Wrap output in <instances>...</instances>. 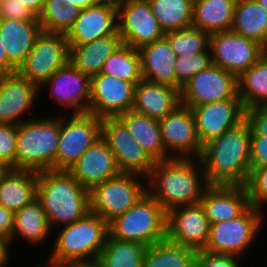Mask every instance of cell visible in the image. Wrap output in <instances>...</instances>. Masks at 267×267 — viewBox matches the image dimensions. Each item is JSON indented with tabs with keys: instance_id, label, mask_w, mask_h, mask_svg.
Returning <instances> with one entry per match:
<instances>
[{
	"instance_id": "1",
	"label": "cell",
	"mask_w": 267,
	"mask_h": 267,
	"mask_svg": "<svg viewBox=\"0 0 267 267\" xmlns=\"http://www.w3.org/2000/svg\"><path fill=\"white\" fill-rule=\"evenodd\" d=\"M251 125L245 118L205 145L199 161L209 185L246 186L250 175Z\"/></svg>"
},
{
	"instance_id": "2",
	"label": "cell",
	"mask_w": 267,
	"mask_h": 267,
	"mask_svg": "<svg viewBox=\"0 0 267 267\" xmlns=\"http://www.w3.org/2000/svg\"><path fill=\"white\" fill-rule=\"evenodd\" d=\"M46 214L49 226L69 225L90 212L89 190L68 171L38 172L37 197Z\"/></svg>"
},
{
	"instance_id": "3",
	"label": "cell",
	"mask_w": 267,
	"mask_h": 267,
	"mask_svg": "<svg viewBox=\"0 0 267 267\" xmlns=\"http://www.w3.org/2000/svg\"><path fill=\"white\" fill-rule=\"evenodd\" d=\"M189 159H170L155 162L149 176L155 188L147 193L167 212L175 207L199 204L209 186H201L199 169Z\"/></svg>"
},
{
	"instance_id": "4",
	"label": "cell",
	"mask_w": 267,
	"mask_h": 267,
	"mask_svg": "<svg viewBox=\"0 0 267 267\" xmlns=\"http://www.w3.org/2000/svg\"><path fill=\"white\" fill-rule=\"evenodd\" d=\"M108 234V223L97 214L87 213L61 230L48 267L96 263Z\"/></svg>"
},
{
	"instance_id": "5",
	"label": "cell",
	"mask_w": 267,
	"mask_h": 267,
	"mask_svg": "<svg viewBox=\"0 0 267 267\" xmlns=\"http://www.w3.org/2000/svg\"><path fill=\"white\" fill-rule=\"evenodd\" d=\"M60 118L22 121L16 141V169L56 170Z\"/></svg>"
},
{
	"instance_id": "6",
	"label": "cell",
	"mask_w": 267,
	"mask_h": 267,
	"mask_svg": "<svg viewBox=\"0 0 267 267\" xmlns=\"http://www.w3.org/2000/svg\"><path fill=\"white\" fill-rule=\"evenodd\" d=\"M109 235L151 246L167 237V211L148 193L108 223Z\"/></svg>"
},
{
	"instance_id": "7",
	"label": "cell",
	"mask_w": 267,
	"mask_h": 267,
	"mask_svg": "<svg viewBox=\"0 0 267 267\" xmlns=\"http://www.w3.org/2000/svg\"><path fill=\"white\" fill-rule=\"evenodd\" d=\"M136 176L121 173L94 186L89 191L90 212L107 223L124 214L147 194V188L138 182Z\"/></svg>"
},
{
	"instance_id": "8",
	"label": "cell",
	"mask_w": 267,
	"mask_h": 267,
	"mask_svg": "<svg viewBox=\"0 0 267 267\" xmlns=\"http://www.w3.org/2000/svg\"><path fill=\"white\" fill-rule=\"evenodd\" d=\"M68 62L69 45L65 34L42 31L16 72L39 87Z\"/></svg>"
},
{
	"instance_id": "9",
	"label": "cell",
	"mask_w": 267,
	"mask_h": 267,
	"mask_svg": "<svg viewBox=\"0 0 267 267\" xmlns=\"http://www.w3.org/2000/svg\"><path fill=\"white\" fill-rule=\"evenodd\" d=\"M60 119L56 171H68L101 138L102 119L92 113L74 114L67 124Z\"/></svg>"
},
{
	"instance_id": "10",
	"label": "cell",
	"mask_w": 267,
	"mask_h": 267,
	"mask_svg": "<svg viewBox=\"0 0 267 267\" xmlns=\"http://www.w3.org/2000/svg\"><path fill=\"white\" fill-rule=\"evenodd\" d=\"M260 212V209L250 205L233 220L210 224V234L204 250L234 256L242 254L259 231L262 224Z\"/></svg>"
},
{
	"instance_id": "11",
	"label": "cell",
	"mask_w": 267,
	"mask_h": 267,
	"mask_svg": "<svg viewBox=\"0 0 267 267\" xmlns=\"http://www.w3.org/2000/svg\"><path fill=\"white\" fill-rule=\"evenodd\" d=\"M101 138L114 154L121 173L148 177L154 161L129 133L118 117L102 119Z\"/></svg>"
},
{
	"instance_id": "12",
	"label": "cell",
	"mask_w": 267,
	"mask_h": 267,
	"mask_svg": "<svg viewBox=\"0 0 267 267\" xmlns=\"http://www.w3.org/2000/svg\"><path fill=\"white\" fill-rule=\"evenodd\" d=\"M180 93L181 104L187 107L240 99L237 76L214 64L195 74L182 86Z\"/></svg>"
},
{
	"instance_id": "13",
	"label": "cell",
	"mask_w": 267,
	"mask_h": 267,
	"mask_svg": "<svg viewBox=\"0 0 267 267\" xmlns=\"http://www.w3.org/2000/svg\"><path fill=\"white\" fill-rule=\"evenodd\" d=\"M118 33L125 45L139 49L165 36L148 0H122L117 4Z\"/></svg>"
},
{
	"instance_id": "14",
	"label": "cell",
	"mask_w": 267,
	"mask_h": 267,
	"mask_svg": "<svg viewBox=\"0 0 267 267\" xmlns=\"http://www.w3.org/2000/svg\"><path fill=\"white\" fill-rule=\"evenodd\" d=\"M212 64L237 77L252 67L266 52L257 42L234 33L222 31L210 34Z\"/></svg>"
},
{
	"instance_id": "15",
	"label": "cell",
	"mask_w": 267,
	"mask_h": 267,
	"mask_svg": "<svg viewBox=\"0 0 267 267\" xmlns=\"http://www.w3.org/2000/svg\"><path fill=\"white\" fill-rule=\"evenodd\" d=\"M136 85L98 73L91 77L89 113L101 119L118 117L132 110Z\"/></svg>"
},
{
	"instance_id": "16",
	"label": "cell",
	"mask_w": 267,
	"mask_h": 267,
	"mask_svg": "<svg viewBox=\"0 0 267 267\" xmlns=\"http://www.w3.org/2000/svg\"><path fill=\"white\" fill-rule=\"evenodd\" d=\"M209 234L210 222L201 203L175 207L167 212L166 238L171 242L201 251L207 245Z\"/></svg>"
},
{
	"instance_id": "17",
	"label": "cell",
	"mask_w": 267,
	"mask_h": 267,
	"mask_svg": "<svg viewBox=\"0 0 267 267\" xmlns=\"http://www.w3.org/2000/svg\"><path fill=\"white\" fill-rule=\"evenodd\" d=\"M159 124L165 152L168 148V150L181 152L182 155L178 157L174 155L175 159H189L191 152L197 159L200 158L203 145L199 140L190 107L180 104L174 111L159 120Z\"/></svg>"
},
{
	"instance_id": "18",
	"label": "cell",
	"mask_w": 267,
	"mask_h": 267,
	"mask_svg": "<svg viewBox=\"0 0 267 267\" xmlns=\"http://www.w3.org/2000/svg\"><path fill=\"white\" fill-rule=\"evenodd\" d=\"M190 108L202 145L221 136L246 118V109L241 99H228Z\"/></svg>"
},
{
	"instance_id": "19",
	"label": "cell",
	"mask_w": 267,
	"mask_h": 267,
	"mask_svg": "<svg viewBox=\"0 0 267 267\" xmlns=\"http://www.w3.org/2000/svg\"><path fill=\"white\" fill-rule=\"evenodd\" d=\"M116 19L117 4L101 2L81 9L73 26L65 34L68 45H81L114 34L118 30Z\"/></svg>"
},
{
	"instance_id": "20",
	"label": "cell",
	"mask_w": 267,
	"mask_h": 267,
	"mask_svg": "<svg viewBox=\"0 0 267 267\" xmlns=\"http://www.w3.org/2000/svg\"><path fill=\"white\" fill-rule=\"evenodd\" d=\"M87 190L121 174L114 154L100 138L68 170Z\"/></svg>"
},
{
	"instance_id": "21",
	"label": "cell",
	"mask_w": 267,
	"mask_h": 267,
	"mask_svg": "<svg viewBox=\"0 0 267 267\" xmlns=\"http://www.w3.org/2000/svg\"><path fill=\"white\" fill-rule=\"evenodd\" d=\"M46 83H51V93L57 102L75 108L74 114L89 112L91 78L70 62L58 69L43 84Z\"/></svg>"
},
{
	"instance_id": "22",
	"label": "cell",
	"mask_w": 267,
	"mask_h": 267,
	"mask_svg": "<svg viewBox=\"0 0 267 267\" xmlns=\"http://www.w3.org/2000/svg\"><path fill=\"white\" fill-rule=\"evenodd\" d=\"M200 203L210 224L233 220L250 206L246 186L209 185Z\"/></svg>"
},
{
	"instance_id": "23",
	"label": "cell",
	"mask_w": 267,
	"mask_h": 267,
	"mask_svg": "<svg viewBox=\"0 0 267 267\" xmlns=\"http://www.w3.org/2000/svg\"><path fill=\"white\" fill-rule=\"evenodd\" d=\"M37 88L17 72L0 75V124L22 123L16 118L33 106Z\"/></svg>"
},
{
	"instance_id": "24",
	"label": "cell",
	"mask_w": 267,
	"mask_h": 267,
	"mask_svg": "<svg viewBox=\"0 0 267 267\" xmlns=\"http://www.w3.org/2000/svg\"><path fill=\"white\" fill-rule=\"evenodd\" d=\"M138 51L144 80L176 88L174 65L177 56L165 36L141 46Z\"/></svg>"
},
{
	"instance_id": "25",
	"label": "cell",
	"mask_w": 267,
	"mask_h": 267,
	"mask_svg": "<svg viewBox=\"0 0 267 267\" xmlns=\"http://www.w3.org/2000/svg\"><path fill=\"white\" fill-rule=\"evenodd\" d=\"M180 104L179 89L142 79L135 87L132 110L159 121Z\"/></svg>"
},
{
	"instance_id": "26",
	"label": "cell",
	"mask_w": 267,
	"mask_h": 267,
	"mask_svg": "<svg viewBox=\"0 0 267 267\" xmlns=\"http://www.w3.org/2000/svg\"><path fill=\"white\" fill-rule=\"evenodd\" d=\"M42 32L39 20L0 19V37L8 61L18 69Z\"/></svg>"
},
{
	"instance_id": "27",
	"label": "cell",
	"mask_w": 267,
	"mask_h": 267,
	"mask_svg": "<svg viewBox=\"0 0 267 267\" xmlns=\"http://www.w3.org/2000/svg\"><path fill=\"white\" fill-rule=\"evenodd\" d=\"M122 44L117 30L114 34L92 42L69 46V62L91 78L100 73L105 61Z\"/></svg>"
},
{
	"instance_id": "28",
	"label": "cell",
	"mask_w": 267,
	"mask_h": 267,
	"mask_svg": "<svg viewBox=\"0 0 267 267\" xmlns=\"http://www.w3.org/2000/svg\"><path fill=\"white\" fill-rule=\"evenodd\" d=\"M118 118L154 162L175 159L174 156H167L165 152L158 120L133 110L119 115Z\"/></svg>"
},
{
	"instance_id": "29",
	"label": "cell",
	"mask_w": 267,
	"mask_h": 267,
	"mask_svg": "<svg viewBox=\"0 0 267 267\" xmlns=\"http://www.w3.org/2000/svg\"><path fill=\"white\" fill-rule=\"evenodd\" d=\"M38 172L12 169L0 181V205L16 212L37 197Z\"/></svg>"
},
{
	"instance_id": "30",
	"label": "cell",
	"mask_w": 267,
	"mask_h": 267,
	"mask_svg": "<svg viewBox=\"0 0 267 267\" xmlns=\"http://www.w3.org/2000/svg\"><path fill=\"white\" fill-rule=\"evenodd\" d=\"M237 0H194L191 27L209 34L230 31Z\"/></svg>"
},
{
	"instance_id": "31",
	"label": "cell",
	"mask_w": 267,
	"mask_h": 267,
	"mask_svg": "<svg viewBox=\"0 0 267 267\" xmlns=\"http://www.w3.org/2000/svg\"><path fill=\"white\" fill-rule=\"evenodd\" d=\"M231 31L257 42L267 51V10L255 0H237Z\"/></svg>"
},
{
	"instance_id": "32",
	"label": "cell",
	"mask_w": 267,
	"mask_h": 267,
	"mask_svg": "<svg viewBox=\"0 0 267 267\" xmlns=\"http://www.w3.org/2000/svg\"><path fill=\"white\" fill-rule=\"evenodd\" d=\"M148 245L143 242L106 238L96 264L99 267H143Z\"/></svg>"
},
{
	"instance_id": "33",
	"label": "cell",
	"mask_w": 267,
	"mask_h": 267,
	"mask_svg": "<svg viewBox=\"0 0 267 267\" xmlns=\"http://www.w3.org/2000/svg\"><path fill=\"white\" fill-rule=\"evenodd\" d=\"M238 96L244 108L267 104V51L249 69L237 77Z\"/></svg>"
},
{
	"instance_id": "34",
	"label": "cell",
	"mask_w": 267,
	"mask_h": 267,
	"mask_svg": "<svg viewBox=\"0 0 267 267\" xmlns=\"http://www.w3.org/2000/svg\"><path fill=\"white\" fill-rule=\"evenodd\" d=\"M196 253L166 238L148 247L143 267H195Z\"/></svg>"
},
{
	"instance_id": "35",
	"label": "cell",
	"mask_w": 267,
	"mask_h": 267,
	"mask_svg": "<svg viewBox=\"0 0 267 267\" xmlns=\"http://www.w3.org/2000/svg\"><path fill=\"white\" fill-rule=\"evenodd\" d=\"M164 33L191 27L194 0H148Z\"/></svg>"
},
{
	"instance_id": "36",
	"label": "cell",
	"mask_w": 267,
	"mask_h": 267,
	"mask_svg": "<svg viewBox=\"0 0 267 267\" xmlns=\"http://www.w3.org/2000/svg\"><path fill=\"white\" fill-rule=\"evenodd\" d=\"M14 214V228L10 241H12V238H14L13 236L18 233L30 243H39V241L45 239L49 230H51L46 214L37 198L23 206Z\"/></svg>"
},
{
	"instance_id": "37",
	"label": "cell",
	"mask_w": 267,
	"mask_h": 267,
	"mask_svg": "<svg viewBox=\"0 0 267 267\" xmlns=\"http://www.w3.org/2000/svg\"><path fill=\"white\" fill-rule=\"evenodd\" d=\"M100 73L137 85L143 79L138 49L122 44L105 61Z\"/></svg>"
},
{
	"instance_id": "38",
	"label": "cell",
	"mask_w": 267,
	"mask_h": 267,
	"mask_svg": "<svg viewBox=\"0 0 267 267\" xmlns=\"http://www.w3.org/2000/svg\"><path fill=\"white\" fill-rule=\"evenodd\" d=\"M78 6L63 5L62 0H45L38 17L41 30L47 33L66 34L80 13Z\"/></svg>"
},
{
	"instance_id": "39",
	"label": "cell",
	"mask_w": 267,
	"mask_h": 267,
	"mask_svg": "<svg viewBox=\"0 0 267 267\" xmlns=\"http://www.w3.org/2000/svg\"><path fill=\"white\" fill-rule=\"evenodd\" d=\"M165 37L176 56L201 54L210 45V34L193 27L170 31L165 33Z\"/></svg>"
},
{
	"instance_id": "40",
	"label": "cell",
	"mask_w": 267,
	"mask_h": 267,
	"mask_svg": "<svg viewBox=\"0 0 267 267\" xmlns=\"http://www.w3.org/2000/svg\"><path fill=\"white\" fill-rule=\"evenodd\" d=\"M205 51L192 56H177L174 65L176 75V88L181 91L182 86L195 74L207 69L212 64V58Z\"/></svg>"
},
{
	"instance_id": "41",
	"label": "cell",
	"mask_w": 267,
	"mask_h": 267,
	"mask_svg": "<svg viewBox=\"0 0 267 267\" xmlns=\"http://www.w3.org/2000/svg\"><path fill=\"white\" fill-rule=\"evenodd\" d=\"M250 205L261 209L267 202V166L253 168L246 183Z\"/></svg>"
},
{
	"instance_id": "42",
	"label": "cell",
	"mask_w": 267,
	"mask_h": 267,
	"mask_svg": "<svg viewBox=\"0 0 267 267\" xmlns=\"http://www.w3.org/2000/svg\"><path fill=\"white\" fill-rule=\"evenodd\" d=\"M18 125L0 124V161L16 169V141Z\"/></svg>"
},
{
	"instance_id": "43",
	"label": "cell",
	"mask_w": 267,
	"mask_h": 267,
	"mask_svg": "<svg viewBox=\"0 0 267 267\" xmlns=\"http://www.w3.org/2000/svg\"><path fill=\"white\" fill-rule=\"evenodd\" d=\"M195 267H240V265L234 255L201 250L196 253Z\"/></svg>"
},
{
	"instance_id": "44",
	"label": "cell",
	"mask_w": 267,
	"mask_h": 267,
	"mask_svg": "<svg viewBox=\"0 0 267 267\" xmlns=\"http://www.w3.org/2000/svg\"><path fill=\"white\" fill-rule=\"evenodd\" d=\"M0 19H16L21 21L38 20L26 5L16 0H0Z\"/></svg>"
},
{
	"instance_id": "45",
	"label": "cell",
	"mask_w": 267,
	"mask_h": 267,
	"mask_svg": "<svg viewBox=\"0 0 267 267\" xmlns=\"http://www.w3.org/2000/svg\"><path fill=\"white\" fill-rule=\"evenodd\" d=\"M246 119L251 125V136L267 137V104L247 109Z\"/></svg>"
},
{
	"instance_id": "46",
	"label": "cell",
	"mask_w": 267,
	"mask_h": 267,
	"mask_svg": "<svg viewBox=\"0 0 267 267\" xmlns=\"http://www.w3.org/2000/svg\"><path fill=\"white\" fill-rule=\"evenodd\" d=\"M267 166V137L251 136L250 169Z\"/></svg>"
},
{
	"instance_id": "47",
	"label": "cell",
	"mask_w": 267,
	"mask_h": 267,
	"mask_svg": "<svg viewBox=\"0 0 267 267\" xmlns=\"http://www.w3.org/2000/svg\"><path fill=\"white\" fill-rule=\"evenodd\" d=\"M15 221L14 212L0 205V237L6 238L10 242Z\"/></svg>"
},
{
	"instance_id": "48",
	"label": "cell",
	"mask_w": 267,
	"mask_h": 267,
	"mask_svg": "<svg viewBox=\"0 0 267 267\" xmlns=\"http://www.w3.org/2000/svg\"><path fill=\"white\" fill-rule=\"evenodd\" d=\"M17 69L8 61L3 43L0 37V75H9L16 73Z\"/></svg>"
},
{
	"instance_id": "49",
	"label": "cell",
	"mask_w": 267,
	"mask_h": 267,
	"mask_svg": "<svg viewBox=\"0 0 267 267\" xmlns=\"http://www.w3.org/2000/svg\"><path fill=\"white\" fill-rule=\"evenodd\" d=\"M22 3L23 5H26L30 11L34 13L36 17H39L43 7L45 0H16Z\"/></svg>"
},
{
	"instance_id": "50",
	"label": "cell",
	"mask_w": 267,
	"mask_h": 267,
	"mask_svg": "<svg viewBox=\"0 0 267 267\" xmlns=\"http://www.w3.org/2000/svg\"><path fill=\"white\" fill-rule=\"evenodd\" d=\"M63 5L78 6L80 9L96 6L101 3L100 0H62Z\"/></svg>"
},
{
	"instance_id": "51",
	"label": "cell",
	"mask_w": 267,
	"mask_h": 267,
	"mask_svg": "<svg viewBox=\"0 0 267 267\" xmlns=\"http://www.w3.org/2000/svg\"><path fill=\"white\" fill-rule=\"evenodd\" d=\"M10 243L8 239L0 237V267H6V262L8 261Z\"/></svg>"
},
{
	"instance_id": "52",
	"label": "cell",
	"mask_w": 267,
	"mask_h": 267,
	"mask_svg": "<svg viewBox=\"0 0 267 267\" xmlns=\"http://www.w3.org/2000/svg\"><path fill=\"white\" fill-rule=\"evenodd\" d=\"M8 167L0 161V181L3 175L8 171Z\"/></svg>"
},
{
	"instance_id": "53",
	"label": "cell",
	"mask_w": 267,
	"mask_h": 267,
	"mask_svg": "<svg viewBox=\"0 0 267 267\" xmlns=\"http://www.w3.org/2000/svg\"><path fill=\"white\" fill-rule=\"evenodd\" d=\"M69 267H99L96 263L93 264H75Z\"/></svg>"
},
{
	"instance_id": "54",
	"label": "cell",
	"mask_w": 267,
	"mask_h": 267,
	"mask_svg": "<svg viewBox=\"0 0 267 267\" xmlns=\"http://www.w3.org/2000/svg\"><path fill=\"white\" fill-rule=\"evenodd\" d=\"M267 10V0H255Z\"/></svg>"
},
{
	"instance_id": "55",
	"label": "cell",
	"mask_w": 267,
	"mask_h": 267,
	"mask_svg": "<svg viewBox=\"0 0 267 267\" xmlns=\"http://www.w3.org/2000/svg\"><path fill=\"white\" fill-rule=\"evenodd\" d=\"M101 2H108V3H113V4H118L120 3L122 0H100Z\"/></svg>"
}]
</instances>
